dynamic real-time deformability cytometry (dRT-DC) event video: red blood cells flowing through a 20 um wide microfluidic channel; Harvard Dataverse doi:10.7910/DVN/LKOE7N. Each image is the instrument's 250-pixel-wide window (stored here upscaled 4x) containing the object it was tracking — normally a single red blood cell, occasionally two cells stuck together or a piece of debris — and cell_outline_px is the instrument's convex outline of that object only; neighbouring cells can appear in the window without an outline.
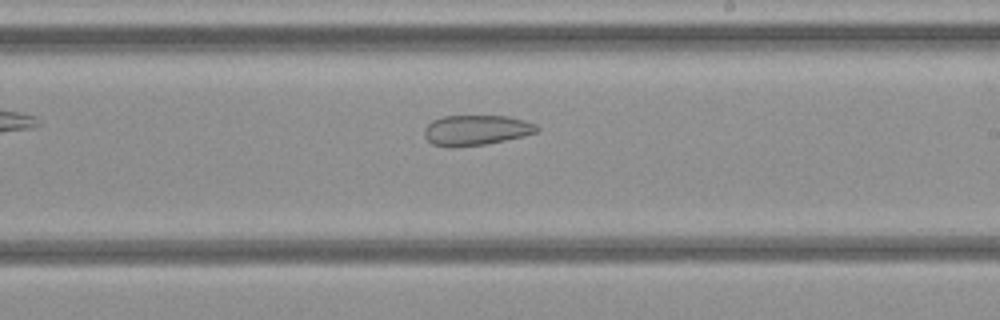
{"species": "common noctule bat (a hibernating species)", "species_latin": "Nyctalus noctula", "temperature_condition": "cold", "stored_images_in_passage": 27, "camera_frame_rate_fps": 3000, "um_per_image_px": 0.085, "animal": {"sex": "female", "body_mass_g": 21.9}, "frame": {"image": 1, "passage_image": 12, "time_ms": 3.667, "image_size_px": [1000, 320], "cell_outline_px": [[540, 128], [536, 132], [524, 136], [484, 144], [452, 148], [432, 144], [424, 136], [424, 128], [432, 120], [444, 116], [508, 116], [524, 120], [536, 124]], "centroid_in_image_um": [40.45, 11.06], "position_along_channel_um": 248.5, "area_um2": 19.88}}